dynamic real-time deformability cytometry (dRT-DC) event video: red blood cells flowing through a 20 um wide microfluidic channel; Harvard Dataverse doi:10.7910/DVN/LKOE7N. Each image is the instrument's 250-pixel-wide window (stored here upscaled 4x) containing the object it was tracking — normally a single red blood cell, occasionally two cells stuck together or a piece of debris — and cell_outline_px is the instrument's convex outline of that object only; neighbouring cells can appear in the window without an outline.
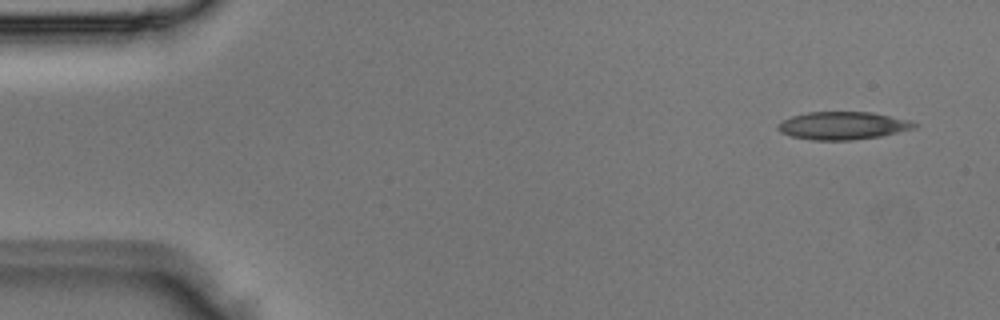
{"species": "Egyptian fruit bat (a non-hibernating species)", "species_latin": "Rousettus aegyptiacus", "temperature_condition": "room temperature", "stored_images_in_passage": 3, "camera_frame_rate_fps": 3000, "um_per_image_px": 0.085, "animal": {"sex": "male"}, "frame": {"image": 1, "passage_image": 1, "time_ms": 0.0, "image_size_px": [1000, 320], "cell_outline_px": [[920, 124], [916, 128], [880, 136], [852, 140], [812, 140], [792, 136], [780, 132], [776, 128], [776, 124], [780, 120], [792, 116], [808, 112], [872, 112], [908, 120]], "centroid_in_image_um": [71.61, 10.67], "position_along_channel_um": 13.4, "area_um2": 22.2}}